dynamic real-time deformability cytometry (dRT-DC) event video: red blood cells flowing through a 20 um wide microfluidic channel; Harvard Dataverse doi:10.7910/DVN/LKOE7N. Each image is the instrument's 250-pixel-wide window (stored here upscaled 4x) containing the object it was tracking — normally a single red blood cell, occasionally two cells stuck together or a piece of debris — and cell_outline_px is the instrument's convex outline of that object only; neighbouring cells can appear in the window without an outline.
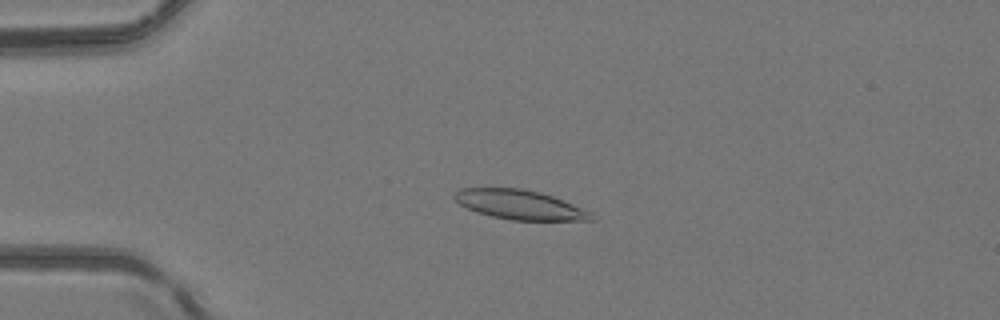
{"species": "common noctule bat (a hibernating species)", "species_latin": "Nyctalus noctula", "temperature_condition": "room temperature", "stored_images_in_passage": 50, "camera_frame_rate_fps": 3000, "um_per_image_px": 0.085, "animal": {"sex": "female", "body_mass_g": 24.6, "forearm_length_mm": 56.2}, "frame": {"image": 1, "passage_image": 13, "time_ms": 4.0, "image_size_px": [1000, 320], "cell_outline_px": [[596, 220], [512, 220], [492, 216], [468, 208], [460, 204], [452, 196], [460, 188], [524, 188], [540, 192], [564, 200], [592, 212]], "centroid_in_image_um": [44.22, 17.39], "position_along_channel_um": 40.8, "area_um2": 23.35}}
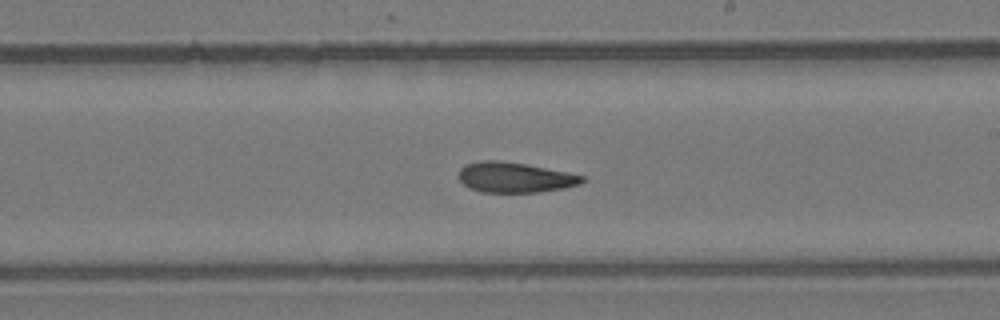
{"frame": {"image": 2, "passage_image": 30, "time_ms": 9.667, "image_size_px": [1000, 320], "cell_outline_px": [[584, 180], [580, 184], [564, 188], [540, 192], [480, 192], [468, 188], [460, 180], [460, 168], [464, 164], [480, 160], [500, 160], [524, 164], [568, 172], [584, 176]], "centroid_in_image_um": [43.74, 15.08], "position_along_channel_um": 245.3, "area_um2": 21.79}}
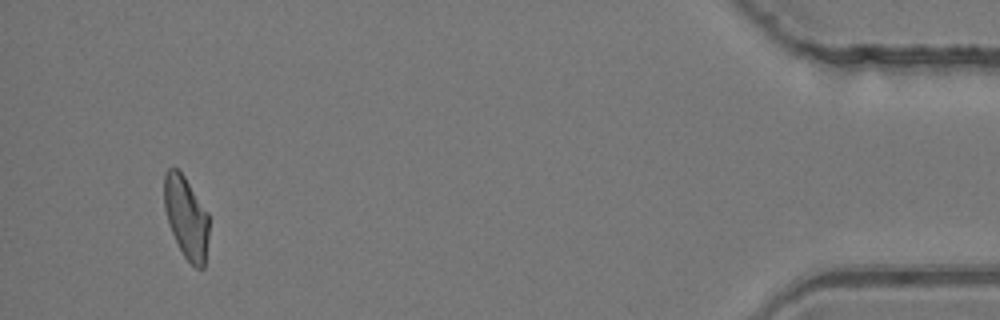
{"frame": {"image": 3, "passage_image": 48, "time_ms": 15.667, "image_size_px": [1000, 320], "cell_outline_px": [[208, 240], [204, 268], [196, 268], [184, 256], [168, 224], [164, 208], [164, 172], [168, 168], [176, 168], [184, 176], [208, 212]], "centroid_in_image_um": [15.82, 18.46], "position_along_channel_um": 419.4, "area_um2": 21.33}, "authors_computed_cell_mechanics": {"area_um2": 22.5709, "velocity_mm_per_s": 4.1798, "shape_relaxation_time_tau1_ms": null, "shape_relaxation_time_tau2_ms": 5.4336, "deformation_change_tau1": null, "deformation_change_tau2": 0.1511}}